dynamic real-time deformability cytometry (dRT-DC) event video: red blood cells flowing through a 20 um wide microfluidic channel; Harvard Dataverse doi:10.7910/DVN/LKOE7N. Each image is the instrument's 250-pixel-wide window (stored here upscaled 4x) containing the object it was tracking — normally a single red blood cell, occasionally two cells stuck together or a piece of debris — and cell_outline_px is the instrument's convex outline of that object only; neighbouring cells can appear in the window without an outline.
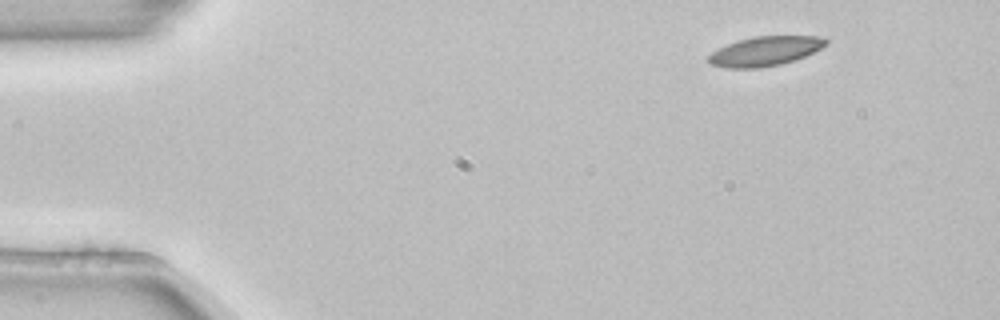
{"species": "common noctule bat (a hibernating species)", "species_latin": "Nyctalus noctula", "temperature_condition": "room temperature", "stored_images_in_passage": 4, "camera_frame_rate_fps": 3000, "um_per_image_px": 0.085, "animal": {"sex": "female", "body_mass_g": 22.7, "forearm_length_mm": 54.2}, "frame": {"image": 1, "passage_image": 1, "time_ms": 0.0, "image_size_px": [1000, 320], "cell_outline_px": [[828, 44], [804, 56], [780, 64], [756, 68], [728, 68], [712, 64], [708, 60], [708, 56], [712, 52], [728, 44], [752, 36], [824, 36], [828, 40]], "centroid_in_image_um": [65.05, 4.33], "position_along_channel_um": 19.9, "area_um2": 19.83}}
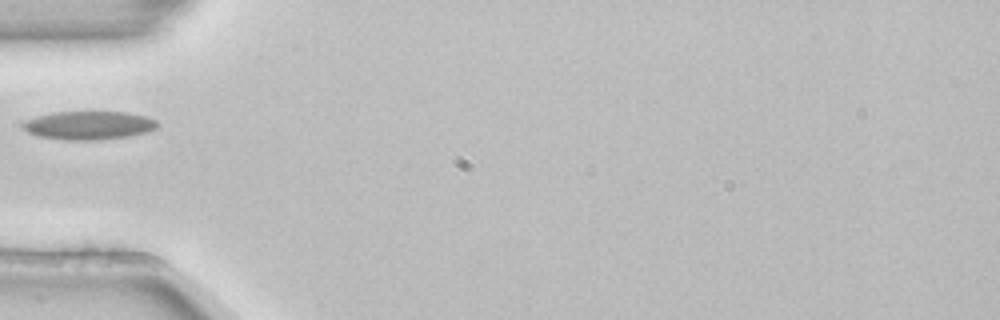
{"frame": {"image": 2, "passage_image": 4, "time_ms": 1.0, "image_size_px": [1000, 320], "cell_outline_px": [[160, 124], [156, 128], [148, 132], [128, 136], [96, 140], [68, 140], [40, 136], [28, 132], [20, 124], [24, 120], [52, 112], [124, 112], [144, 116], [156, 120]], "centroid_in_image_um": [7.55, 10.65], "position_along_channel_um": 77.5, "area_um2": 22.2}}